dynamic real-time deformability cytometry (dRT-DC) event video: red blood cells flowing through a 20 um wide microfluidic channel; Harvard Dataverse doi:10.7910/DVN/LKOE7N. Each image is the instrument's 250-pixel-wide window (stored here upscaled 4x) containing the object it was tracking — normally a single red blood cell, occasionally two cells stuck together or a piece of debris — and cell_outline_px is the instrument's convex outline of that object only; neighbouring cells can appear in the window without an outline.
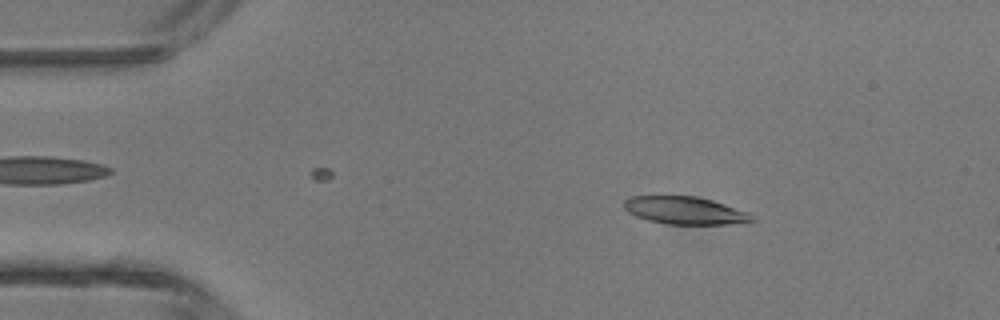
{"species": "common noctule bat (a hibernating species)", "species_latin": "Nyctalus noctula", "temperature_condition": "room temperature", "stored_images_in_passage": 4, "camera_frame_rate_fps": 3000, "um_per_image_px": 0.085, "animal": {"sex": "male", "body_mass_g": 13.3}, "frame": {"image": 1, "passage_image": 2, "time_ms": 0.333, "image_size_px": [1000, 320], "cell_outline_px": [[756, 220], [728, 224], [668, 224], [648, 220], [636, 216], [628, 212], [624, 208], [624, 200], [632, 196], [696, 196], [712, 200], [748, 212]], "centroid_in_image_um": [58.19, 17.88], "position_along_channel_um": 26.8, "area_um2": 20.4}}
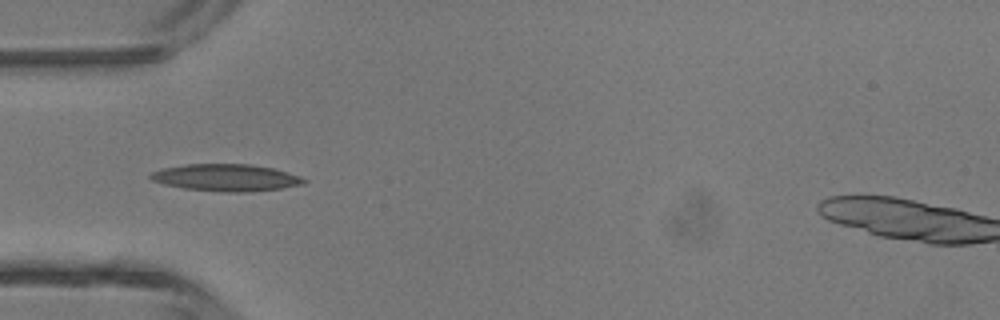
{"frame": {"image": 2, "passage_image": 4, "time_ms": 1.0, "image_size_px": [1000, 320], "cell_outline_px": [[308, 180], [304, 184], [280, 188], [248, 192], [220, 192], [184, 188], [164, 184], [152, 180], [148, 176], [152, 172], [164, 168], [184, 164], [252, 164], [272, 168], [288, 172], [300, 176]], "centroid_in_image_um": [19.23, 15.1], "position_along_channel_um": 65.8, "area_um2": 24.16}}